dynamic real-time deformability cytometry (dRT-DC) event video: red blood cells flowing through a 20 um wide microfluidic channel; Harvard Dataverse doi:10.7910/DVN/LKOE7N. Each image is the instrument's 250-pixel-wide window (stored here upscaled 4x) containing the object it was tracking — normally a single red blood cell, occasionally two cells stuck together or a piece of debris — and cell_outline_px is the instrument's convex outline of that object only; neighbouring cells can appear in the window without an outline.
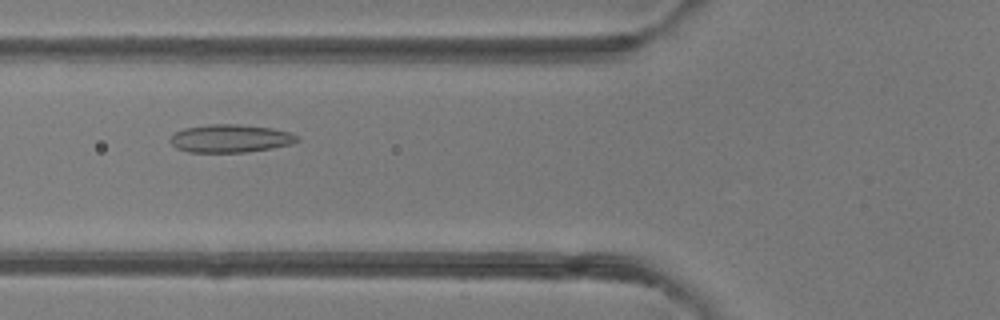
{"species": "common noctule bat (a hibernating species)", "species_latin": "Nyctalus noctula", "temperature_condition": "room temperature", "stored_images_in_passage": 6, "camera_frame_rate_fps": 3000, "um_per_image_px": 0.085, "animal": {"sex": "female"}, "frame": {"image": 1, "passage_image": 6, "time_ms": 5.667, "image_size_px": [1000, 320], "cell_outline_px": [[300, 140], [292, 144], [272, 148], [244, 152], [188, 152], [176, 148], [168, 140], [176, 132], [184, 128], [208, 124], [240, 124], [272, 128], [288, 132], [296, 136]], "centroid_in_image_um": [19.56, 11.77], "position_along_channel_um": 106.2, "area_um2": 20.69}}